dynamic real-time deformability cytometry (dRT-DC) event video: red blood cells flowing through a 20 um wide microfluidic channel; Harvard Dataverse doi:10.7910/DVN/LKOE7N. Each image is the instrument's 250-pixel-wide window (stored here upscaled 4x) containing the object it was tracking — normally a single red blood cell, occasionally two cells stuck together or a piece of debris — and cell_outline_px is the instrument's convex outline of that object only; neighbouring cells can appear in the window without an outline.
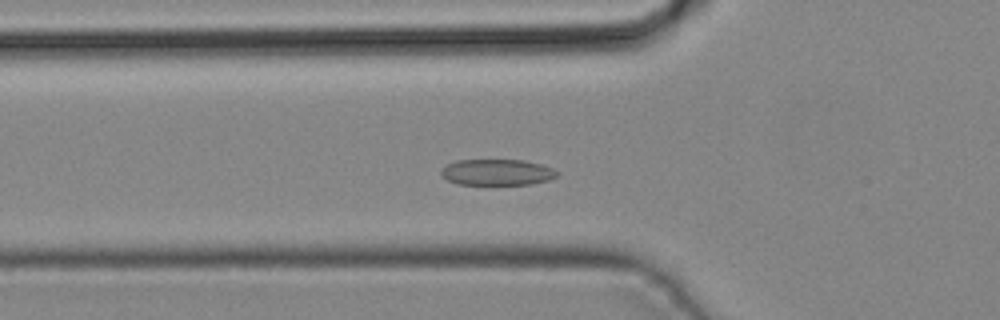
{"species": "common noctule bat (a hibernating species)", "species_latin": "Nyctalus noctula", "temperature_condition": "cold", "stored_images_in_passage": 41, "camera_frame_rate_fps": 3000, "um_per_image_px": 0.085, "animal": {"sex": "male", "body_mass_g": 19.2, "forearm_length_mm": 51.8}, "frame": {"image": 1, "passage_image": 12, "time_ms": 3.667, "image_size_px": [1000, 320], "cell_outline_px": [[560, 172], [556, 176], [548, 180], [532, 184], [456, 184], [440, 176], [440, 168], [456, 160], [524, 160], [540, 164], [552, 168]], "centroid_in_image_um": [42.22, 14.64], "position_along_channel_um": 83.6, "area_um2": 17.69}}
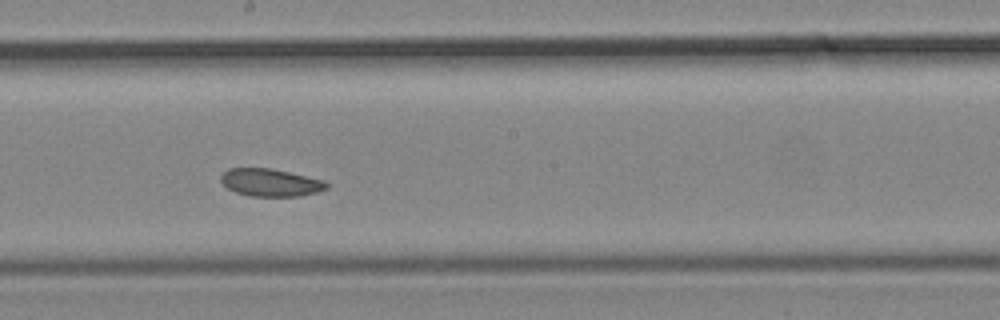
{"frame": {"image": 2, "passage_image": 21, "time_ms": 6.667, "image_size_px": [1000, 320], "cell_outline_px": [[328, 188], [316, 192], [300, 196], [248, 196], [236, 192], [228, 188], [220, 180], [220, 176], [228, 168], [272, 168], [324, 180], [328, 184]], "centroid_in_image_um": [22.98, 15.51], "position_along_channel_um": 225.2, "area_um2": 16.99}}
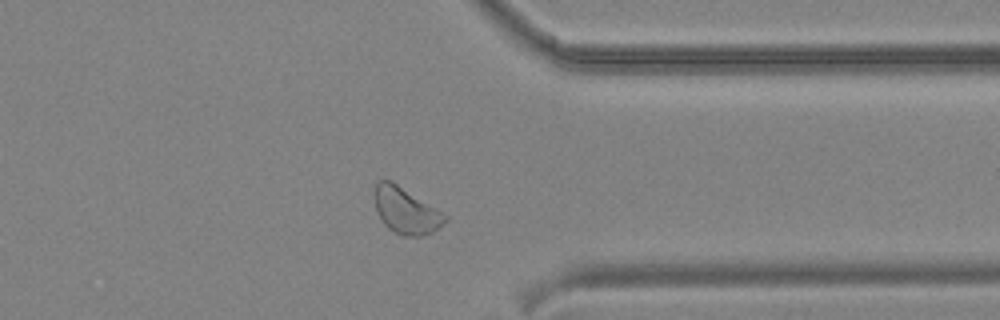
{"frame": {"image": 3, "passage_image": 31, "time_ms": 10.0, "image_size_px": [1000, 320], "cell_outline_px": [[448, 220], [444, 224], [432, 232], [420, 236], [404, 236], [388, 228], [384, 224], [376, 208], [376, 184], [380, 180], [392, 180], [448, 216]], "centroid_in_image_um": [34.54, 17.91], "position_along_channel_um": 376.9, "area_um2": 18.61}}